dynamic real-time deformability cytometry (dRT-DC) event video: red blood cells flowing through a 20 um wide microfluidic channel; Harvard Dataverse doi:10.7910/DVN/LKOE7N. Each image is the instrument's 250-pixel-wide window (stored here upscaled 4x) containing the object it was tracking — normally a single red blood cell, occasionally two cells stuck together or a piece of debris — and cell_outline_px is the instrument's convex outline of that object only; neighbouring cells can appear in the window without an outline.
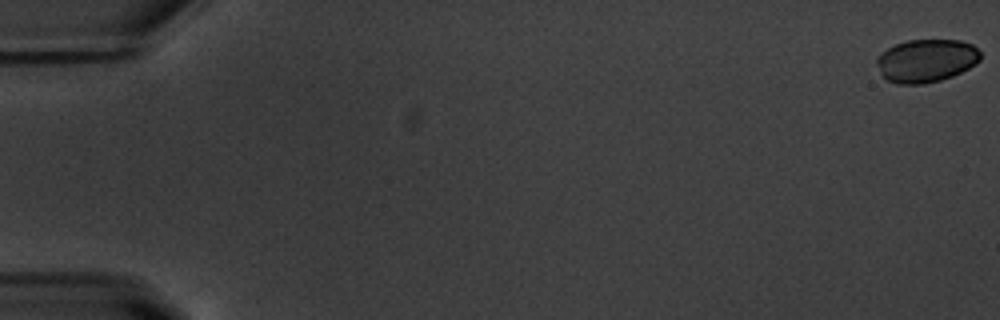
{"species": "common noctule bat (a hibernating species)", "species_latin": "Nyctalus noctula", "temperature_condition": "warm", "stored_images_in_passage": 16, "camera_frame_rate_fps": 3000, "um_per_image_px": 0.085, "animal": {"sex": "male", "body_mass_g": 20.1, "forearm_length_mm": 53.5}, "frame": {"image": 1, "passage_image": 1, "time_ms": 0.0, "image_size_px": [1000, 320], "cell_outline_px": [[980, 60], [976, 64], [952, 76], [940, 80], [924, 84], [896, 84], [888, 80], [880, 72], [876, 64], [876, 60], [880, 52], [896, 44], [908, 40], [960, 40], [972, 44], [980, 52]], "centroid_in_image_um": [78.72, 5.15], "position_along_channel_um": 6.3, "area_um2": 26.01}}